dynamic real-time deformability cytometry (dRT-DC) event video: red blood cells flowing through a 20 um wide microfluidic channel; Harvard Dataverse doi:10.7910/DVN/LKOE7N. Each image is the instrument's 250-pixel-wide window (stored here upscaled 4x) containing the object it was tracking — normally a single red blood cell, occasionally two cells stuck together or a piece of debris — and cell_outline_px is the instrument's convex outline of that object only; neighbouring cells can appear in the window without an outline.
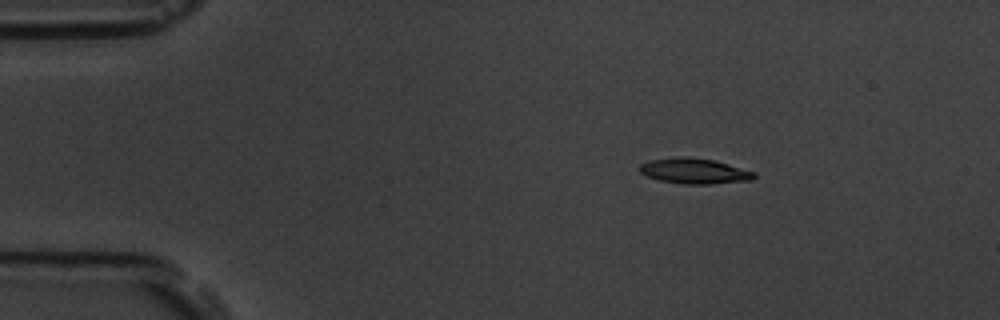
{"species": "common noctule bat (a hibernating species)", "species_latin": "Nyctalus noctula", "temperature_condition": "room temperature", "stored_images_in_passage": 4, "camera_frame_rate_fps": 3000, "um_per_image_px": 0.085, "animal": {"sex": "male", "body_mass_g": 19.5, "forearm_length_mm": 54.6}, "frame": {"image": 1, "passage_image": 1, "time_ms": 0.0, "image_size_px": [1000, 320], "cell_outline_px": [[756, 176], [752, 180], [708, 184], [684, 184], [656, 180], [640, 172], [640, 164], [652, 160], [684, 156], [716, 160], [756, 172]], "centroid_in_image_um": [59.05, 14.54], "position_along_channel_um": 25.9, "area_um2": 16.99}}
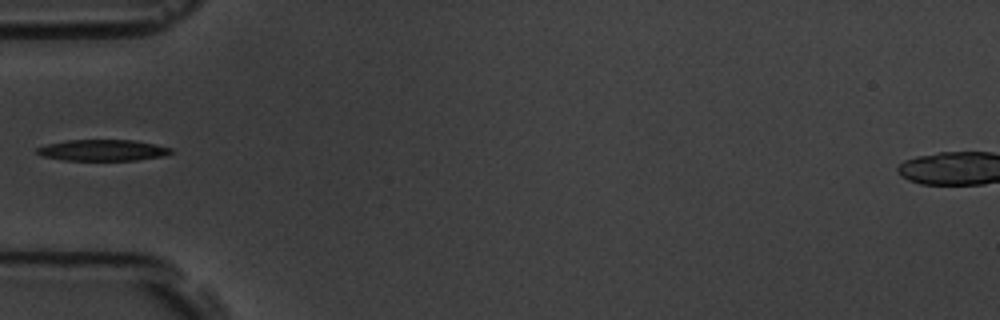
{"frame": {"image": 2, "passage_image": 4, "time_ms": 3.333, "image_size_px": [1000, 320], "cell_outline_px": [[176, 152], [164, 156], [136, 160], [64, 160], [40, 156], [36, 152], [36, 148], [48, 144], [68, 140], [136, 140], [156, 144], [172, 148]], "centroid_in_image_um": [8.78, 12.77], "position_along_channel_um": 76.2, "area_um2": 16.7}}